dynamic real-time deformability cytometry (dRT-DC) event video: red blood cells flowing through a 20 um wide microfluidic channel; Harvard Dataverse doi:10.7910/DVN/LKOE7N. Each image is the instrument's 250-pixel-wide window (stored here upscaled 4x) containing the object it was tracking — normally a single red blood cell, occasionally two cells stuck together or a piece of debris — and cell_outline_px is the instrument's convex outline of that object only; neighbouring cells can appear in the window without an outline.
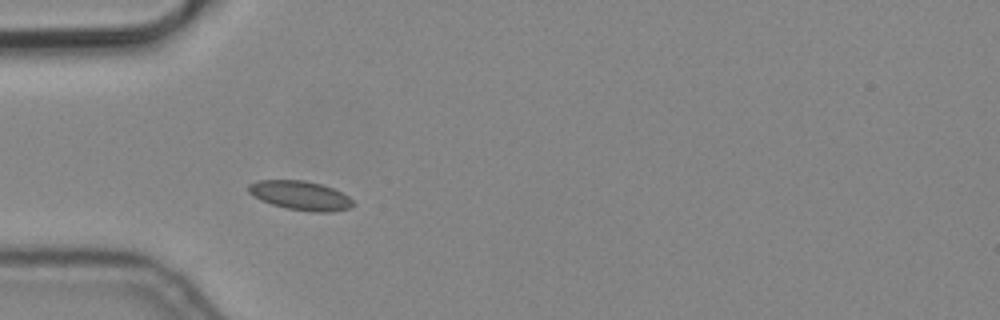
{"species": "common noctule bat (a hibernating species)", "species_latin": "Nyctalus noctula", "temperature_condition": "cold", "stored_images_in_passage": 6, "camera_frame_rate_fps": 3000, "um_per_image_px": 0.085, "animal": {"sex": "male", "body_mass_g": 19.2, "forearm_length_mm": 51.8}, "frame": {"image": 1, "passage_image": 6, "time_ms": 1.667, "image_size_px": [1000, 320], "cell_outline_px": [[356, 204], [352, 208], [332, 212], [312, 212], [288, 208], [272, 204], [260, 200], [252, 196], [248, 192], [248, 184], [256, 180], [304, 180], [320, 184], [332, 188], [348, 196]], "centroid_in_image_um": [25.53, 16.62], "position_along_channel_um": 59.5, "area_um2": 17.86}}